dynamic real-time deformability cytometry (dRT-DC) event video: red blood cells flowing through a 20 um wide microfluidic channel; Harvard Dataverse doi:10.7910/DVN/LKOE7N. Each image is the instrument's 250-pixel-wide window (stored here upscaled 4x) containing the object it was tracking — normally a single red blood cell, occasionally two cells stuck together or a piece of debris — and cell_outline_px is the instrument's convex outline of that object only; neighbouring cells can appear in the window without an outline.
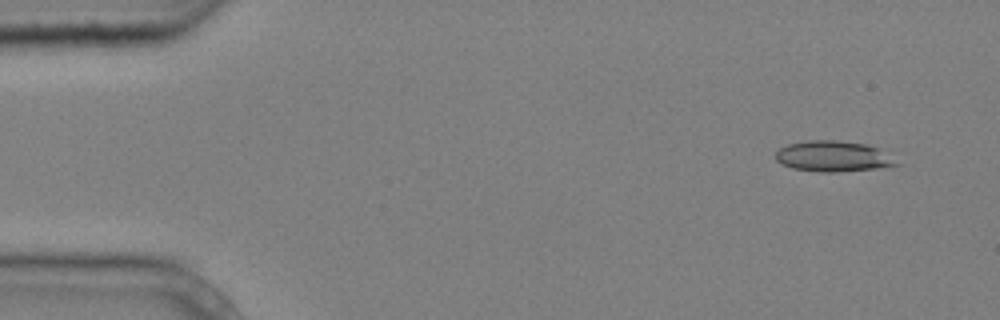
{"species": "common noctule bat (a hibernating species)", "species_latin": "Nyctalus noctula", "temperature_condition": "cold", "stored_images_in_passage": 4, "camera_frame_rate_fps": 3000, "um_per_image_px": 0.085, "animal": {"sex": "male", "body_mass_g": 20.4}, "frame": {"image": 1, "passage_image": 1, "time_ms": 0.0, "image_size_px": [1000, 320], "cell_outline_px": [[900, 164], [880, 168], [836, 172], [820, 172], [792, 168], [776, 160], [776, 152], [780, 148], [788, 144], [808, 140], [836, 140], [864, 144], [876, 148]], "centroid_in_image_um": [70.76, 13.29], "position_along_channel_um": 14.2, "area_um2": 21.21}}
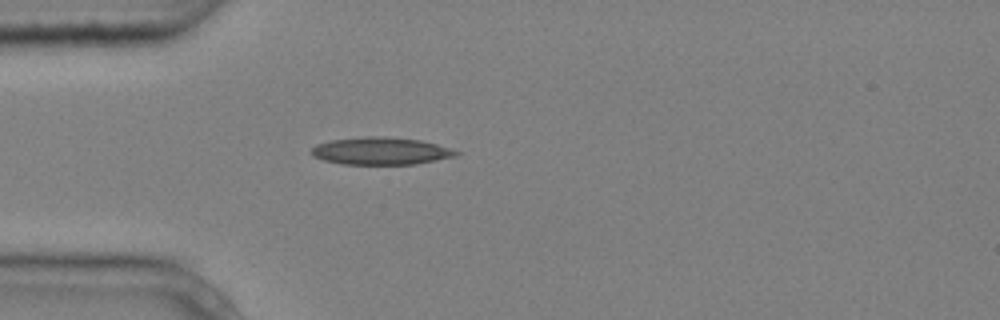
{"frame": {"image": 2, "passage_image": 4, "time_ms": 1.0, "image_size_px": [1000, 320], "cell_outline_px": [[460, 152], [456, 156], [416, 164], [344, 164], [324, 160], [312, 156], [308, 152], [316, 144], [332, 140], [364, 136], [384, 136], [420, 140], [436, 144]], "centroid_in_image_um": [32.32, 12.83], "position_along_channel_um": 52.7, "area_um2": 23.06}}